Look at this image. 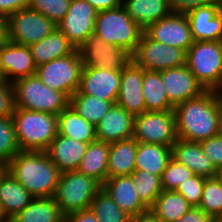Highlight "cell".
Listing matches in <instances>:
<instances>
[{"label": "cell", "instance_id": "cell-9", "mask_svg": "<svg viewBox=\"0 0 222 222\" xmlns=\"http://www.w3.org/2000/svg\"><path fill=\"white\" fill-rule=\"evenodd\" d=\"M131 61L148 71H163L186 65V51L150 39L144 32Z\"/></svg>", "mask_w": 222, "mask_h": 222}, {"label": "cell", "instance_id": "cell-15", "mask_svg": "<svg viewBox=\"0 0 222 222\" xmlns=\"http://www.w3.org/2000/svg\"><path fill=\"white\" fill-rule=\"evenodd\" d=\"M120 83L121 69L83 67L78 92L116 104Z\"/></svg>", "mask_w": 222, "mask_h": 222}, {"label": "cell", "instance_id": "cell-21", "mask_svg": "<svg viewBox=\"0 0 222 222\" xmlns=\"http://www.w3.org/2000/svg\"><path fill=\"white\" fill-rule=\"evenodd\" d=\"M135 116L113 104L105 117L96 125L97 140L116 142L133 137Z\"/></svg>", "mask_w": 222, "mask_h": 222}, {"label": "cell", "instance_id": "cell-37", "mask_svg": "<svg viewBox=\"0 0 222 222\" xmlns=\"http://www.w3.org/2000/svg\"><path fill=\"white\" fill-rule=\"evenodd\" d=\"M198 207L213 219L222 217V182L216 177L205 178L202 199Z\"/></svg>", "mask_w": 222, "mask_h": 222}, {"label": "cell", "instance_id": "cell-42", "mask_svg": "<svg viewBox=\"0 0 222 222\" xmlns=\"http://www.w3.org/2000/svg\"><path fill=\"white\" fill-rule=\"evenodd\" d=\"M15 108L12 82L0 77V117H12Z\"/></svg>", "mask_w": 222, "mask_h": 222}, {"label": "cell", "instance_id": "cell-36", "mask_svg": "<svg viewBox=\"0 0 222 222\" xmlns=\"http://www.w3.org/2000/svg\"><path fill=\"white\" fill-rule=\"evenodd\" d=\"M132 178L141 201L150 208L163 191L160 176L144 170H135Z\"/></svg>", "mask_w": 222, "mask_h": 222}, {"label": "cell", "instance_id": "cell-1", "mask_svg": "<svg viewBox=\"0 0 222 222\" xmlns=\"http://www.w3.org/2000/svg\"><path fill=\"white\" fill-rule=\"evenodd\" d=\"M177 138L201 142L221 133V113L211 90L174 107Z\"/></svg>", "mask_w": 222, "mask_h": 222}, {"label": "cell", "instance_id": "cell-52", "mask_svg": "<svg viewBox=\"0 0 222 222\" xmlns=\"http://www.w3.org/2000/svg\"><path fill=\"white\" fill-rule=\"evenodd\" d=\"M0 222H10L9 218L5 214L1 204H0Z\"/></svg>", "mask_w": 222, "mask_h": 222}, {"label": "cell", "instance_id": "cell-44", "mask_svg": "<svg viewBox=\"0 0 222 222\" xmlns=\"http://www.w3.org/2000/svg\"><path fill=\"white\" fill-rule=\"evenodd\" d=\"M172 14H187L194 8L222 4V0H168Z\"/></svg>", "mask_w": 222, "mask_h": 222}, {"label": "cell", "instance_id": "cell-31", "mask_svg": "<svg viewBox=\"0 0 222 222\" xmlns=\"http://www.w3.org/2000/svg\"><path fill=\"white\" fill-rule=\"evenodd\" d=\"M10 222H64V217L53 197H38L33 198Z\"/></svg>", "mask_w": 222, "mask_h": 222}, {"label": "cell", "instance_id": "cell-40", "mask_svg": "<svg viewBox=\"0 0 222 222\" xmlns=\"http://www.w3.org/2000/svg\"><path fill=\"white\" fill-rule=\"evenodd\" d=\"M70 2L71 0H31L29 8L57 24L65 17Z\"/></svg>", "mask_w": 222, "mask_h": 222}, {"label": "cell", "instance_id": "cell-32", "mask_svg": "<svg viewBox=\"0 0 222 222\" xmlns=\"http://www.w3.org/2000/svg\"><path fill=\"white\" fill-rule=\"evenodd\" d=\"M192 207L175 190H163L149 209L161 222H176Z\"/></svg>", "mask_w": 222, "mask_h": 222}, {"label": "cell", "instance_id": "cell-48", "mask_svg": "<svg viewBox=\"0 0 222 222\" xmlns=\"http://www.w3.org/2000/svg\"><path fill=\"white\" fill-rule=\"evenodd\" d=\"M98 12L122 6V0H86Z\"/></svg>", "mask_w": 222, "mask_h": 222}, {"label": "cell", "instance_id": "cell-8", "mask_svg": "<svg viewBox=\"0 0 222 222\" xmlns=\"http://www.w3.org/2000/svg\"><path fill=\"white\" fill-rule=\"evenodd\" d=\"M82 69L81 57L76 49L65 57L38 66L35 75L42 83L70 99L79 89Z\"/></svg>", "mask_w": 222, "mask_h": 222}, {"label": "cell", "instance_id": "cell-45", "mask_svg": "<svg viewBox=\"0 0 222 222\" xmlns=\"http://www.w3.org/2000/svg\"><path fill=\"white\" fill-rule=\"evenodd\" d=\"M176 222H214V219L199 207H192Z\"/></svg>", "mask_w": 222, "mask_h": 222}, {"label": "cell", "instance_id": "cell-24", "mask_svg": "<svg viewBox=\"0 0 222 222\" xmlns=\"http://www.w3.org/2000/svg\"><path fill=\"white\" fill-rule=\"evenodd\" d=\"M37 67L73 53L76 48L57 28L39 42L29 46Z\"/></svg>", "mask_w": 222, "mask_h": 222}, {"label": "cell", "instance_id": "cell-50", "mask_svg": "<svg viewBox=\"0 0 222 222\" xmlns=\"http://www.w3.org/2000/svg\"><path fill=\"white\" fill-rule=\"evenodd\" d=\"M130 222H161L149 209L143 213L131 217Z\"/></svg>", "mask_w": 222, "mask_h": 222}, {"label": "cell", "instance_id": "cell-6", "mask_svg": "<svg viewBox=\"0 0 222 222\" xmlns=\"http://www.w3.org/2000/svg\"><path fill=\"white\" fill-rule=\"evenodd\" d=\"M101 188L102 185L94 178L77 170L67 171L60 174L53 198L65 218L70 214L89 209Z\"/></svg>", "mask_w": 222, "mask_h": 222}, {"label": "cell", "instance_id": "cell-29", "mask_svg": "<svg viewBox=\"0 0 222 222\" xmlns=\"http://www.w3.org/2000/svg\"><path fill=\"white\" fill-rule=\"evenodd\" d=\"M57 127L59 135L77 141L90 143L97 140L96 126L80 116L70 105L58 114Z\"/></svg>", "mask_w": 222, "mask_h": 222}, {"label": "cell", "instance_id": "cell-3", "mask_svg": "<svg viewBox=\"0 0 222 222\" xmlns=\"http://www.w3.org/2000/svg\"><path fill=\"white\" fill-rule=\"evenodd\" d=\"M20 150L45 151L58 134V115L15 108L12 114Z\"/></svg>", "mask_w": 222, "mask_h": 222}, {"label": "cell", "instance_id": "cell-25", "mask_svg": "<svg viewBox=\"0 0 222 222\" xmlns=\"http://www.w3.org/2000/svg\"><path fill=\"white\" fill-rule=\"evenodd\" d=\"M138 141L129 138L110 143L108 154V178L132 175L135 171V157Z\"/></svg>", "mask_w": 222, "mask_h": 222}, {"label": "cell", "instance_id": "cell-4", "mask_svg": "<svg viewBox=\"0 0 222 222\" xmlns=\"http://www.w3.org/2000/svg\"><path fill=\"white\" fill-rule=\"evenodd\" d=\"M15 107L58 115L70 103L62 92L54 90L34 74L12 82Z\"/></svg>", "mask_w": 222, "mask_h": 222}, {"label": "cell", "instance_id": "cell-23", "mask_svg": "<svg viewBox=\"0 0 222 222\" xmlns=\"http://www.w3.org/2000/svg\"><path fill=\"white\" fill-rule=\"evenodd\" d=\"M171 148L172 158L192 170L195 175L205 178L216 177L217 169L211 160L205 156L199 142L177 138Z\"/></svg>", "mask_w": 222, "mask_h": 222}, {"label": "cell", "instance_id": "cell-38", "mask_svg": "<svg viewBox=\"0 0 222 222\" xmlns=\"http://www.w3.org/2000/svg\"><path fill=\"white\" fill-rule=\"evenodd\" d=\"M19 151L12 117H0V163L7 164Z\"/></svg>", "mask_w": 222, "mask_h": 222}, {"label": "cell", "instance_id": "cell-11", "mask_svg": "<svg viewBox=\"0 0 222 222\" xmlns=\"http://www.w3.org/2000/svg\"><path fill=\"white\" fill-rule=\"evenodd\" d=\"M57 25L37 11L23 8L8 16L9 41L30 46L48 36Z\"/></svg>", "mask_w": 222, "mask_h": 222}, {"label": "cell", "instance_id": "cell-26", "mask_svg": "<svg viewBox=\"0 0 222 222\" xmlns=\"http://www.w3.org/2000/svg\"><path fill=\"white\" fill-rule=\"evenodd\" d=\"M122 7L143 29L171 14L168 0H122Z\"/></svg>", "mask_w": 222, "mask_h": 222}, {"label": "cell", "instance_id": "cell-54", "mask_svg": "<svg viewBox=\"0 0 222 222\" xmlns=\"http://www.w3.org/2000/svg\"><path fill=\"white\" fill-rule=\"evenodd\" d=\"M216 178L222 182V166L217 169Z\"/></svg>", "mask_w": 222, "mask_h": 222}, {"label": "cell", "instance_id": "cell-28", "mask_svg": "<svg viewBox=\"0 0 222 222\" xmlns=\"http://www.w3.org/2000/svg\"><path fill=\"white\" fill-rule=\"evenodd\" d=\"M34 197L8 171L0 179V204L9 220Z\"/></svg>", "mask_w": 222, "mask_h": 222}, {"label": "cell", "instance_id": "cell-10", "mask_svg": "<svg viewBox=\"0 0 222 222\" xmlns=\"http://www.w3.org/2000/svg\"><path fill=\"white\" fill-rule=\"evenodd\" d=\"M133 138L172 147L177 140L174 111H146L135 116Z\"/></svg>", "mask_w": 222, "mask_h": 222}, {"label": "cell", "instance_id": "cell-17", "mask_svg": "<svg viewBox=\"0 0 222 222\" xmlns=\"http://www.w3.org/2000/svg\"><path fill=\"white\" fill-rule=\"evenodd\" d=\"M37 65L29 46L10 41L0 46V77L13 82L19 78L34 75Z\"/></svg>", "mask_w": 222, "mask_h": 222}, {"label": "cell", "instance_id": "cell-18", "mask_svg": "<svg viewBox=\"0 0 222 222\" xmlns=\"http://www.w3.org/2000/svg\"><path fill=\"white\" fill-rule=\"evenodd\" d=\"M142 83L143 69L132 61L121 69V83L116 104L134 116L146 112Z\"/></svg>", "mask_w": 222, "mask_h": 222}, {"label": "cell", "instance_id": "cell-47", "mask_svg": "<svg viewBox=\"0 0 222 222\" xmlns=\"http://www.w3.org/2000/svg\"><path fill=\"white\" fill-rule=\"evenodd\" d=\"M64 222H99V220L90 209H87L68 215L64 218Z\"/></svg>", "mask_w": 222, "mask_h": 222}, {"label": "cell", "instance_id": "cell-43", "mask_svg": "<svg viewBox=\"0 0 222 222\" xmlns=\"http://www.w3.org/2000/svg\"><path fill=\"white\" fill-rule=\"evenodd\" d=\"M206 157L216 169L222 166V132L199 142Z\"/></svg>", "mask_w": 222, "mask_h": 222}, {"label": "cell", "instance_id": "cell-35", "mask_svg": "<svg viewBox=\"0 0 222 222\" xmlns=\"http://www.w3.org/2000/svg\"><path fill=\"white\" fill-rule=\"evenodd\" d=\"M89 209L97 216L99 222H130L131 219L103 188L96 193Z\"/></svg>", "mask_w": 222, "mask_h": 222}, {"label": "cell", "instance_id": "cell-53", "mask_svg": "<svg viewBox=\"0 0 222 222\" xmlns=\"http://www.w3.org/2000/svg\"><path fill=\"white\" fill-rule=\"evenodd\" d=\"M6 171H7V165L4 163H0V179Z\"/></svg>", "mask_w": 222, "mask_h": 222}, {"label": "cell", "instance_id": "cell-20", "mask_svg": "<svg viewBox=\"0 0 222 222\" xmlns=\"http://www.w3.org/2000/svg\"><path fill=\"white\" fill-rule=\"evenodd\" d=\"M102 188L113 199L118 207L130 217L149 210L136 192L132 175L107 178L102 184Z\"/></svg>", "mask_w": 222, "mask_h": 222}, {"label": "cell", "instance_id": "cell-39", "mask_svg": "<svg viewBox=\"0 0 222 222\" xmlns=\"http://www.w3.org/2000/svg\"><path fill=\"white\" fill-rule=\"evenodd\" d=\"M193 175L192 170L171 158L160 177L162 190H176L183 181Z\"/></svg>", "mask_w": 222, "mask_h": 222}, {"label": "cell", "instance_id": "cell-34", "mask_svg": "<svg viewBox=\"0 0 222 222\" xmlns=\"http://www.w3.org/2000/svg\"><path fill=\"white\" fill-rule=\"evenodd\" d=\"M69 105L85 120L96 126L105 117L113 103L76 91L70 97Z\"/></svg>", "mask_w": 222, "mask_h": 222}, {"label": "cell", "instance_id": "cell-30", "mask_svg": "<svg viewBox=\"0 0 222 222\" xmlns=\"http://www.w3.org/2000/svg\"><path fill=\"white\" fill-rule=\"evenodd\" d=\"M171 158V147L138 142L135 157V170H144L161 177Z\"/></svg>", "mask_w": 222, "mask_h": 222}, {"label": "cell", "instance_id": "cell-14", "mask_svg": "<svg viewBox=\"0 0 222 222\" xmlns=\"http://www.w3.org/2000/svg\"><path fill=\"white\" fill-rule=\"evenodd\" d=\"M150 39L185 51L194 43L186 14H170L143 31Z\"/></svg>", "mask_w": 222, "mask_h": 222}, {"label": "cell", "instance_id": "cell-7", "mask_svg": "<svg viewBox=\"0 0 222 222\" xmlns=\"http://www.w3.org/2000/svg\"><path fill=\"white\" fill-rule=\"evenodd\" d=\"M186 66L206 90L222 80V41H194L186 51Z\"/></svg>", "mask_w": 222, "mask_h": 222}, {"label": "cell", "instance_id": "cell-41", "mask_svg": "<svg viewBox=\"0 0 222 222\" xmlns=\"http://www.w3.org/2000/svg\"><path fill=\"white\" fill-rule=\"evenodd\" d=\"M204 182L205 177L194 174L185 182L183 181L175 191L180 193L190 205L198 207L202 199Z\"/></svg>", "mask_w": 222, "mask_h": 222}, {"label": "cell", "instance_id": "cell-22", "mask_svg": "<svg viewBox=\"0 0 222 222\" xmlns=\"http://www.w3.org/2000/svg\"><path fill=\"white\" fill-rule=\"evenodd\" d=\"M89 143L57 134L45 150L61 173L77 170Z\"/></svg>", "mask_w": 222, "mask_h": 222}, {"label": "cell", "instance_id": "cell-56", "mask_svg": "<svg viewBox=\"0 0 222 222\" xmlns=\"http://www.w3.org/2000/svg\"><path fill=\"white\" fill-rule=\"evenodd\" d=\"M221 132H222V114H221Z\"/></svg>", "mask_w": 222, "mask_h": 222}, {"label": "cell", "instance_id": "cell-2", "mask_svg": "<svg viewBox=\"0 0 222 222\" xmlns=\"http://www.w3.org/2000/svg\"><path fill=\"white\" fill-rule=\"evenodd\" d=\"M6 165L34 198L54 196L61 172L45 151L20 150Z\"/></svg>", "mask_w": 222, "mask_h": 222}, {"label": "cell", "instance_id": "cell-5", "mask_svg": "<svg viewBox=\"0 0 222 222\" xmlns=\"http://www.w3.org/2000/svg\"><path fill=\"white\" fill-rule=\"evenodd\" d=\"M143 31L122 6L97 13L94 35L106 43L123 48L130 55L135 51Z\"/></svg>", "mask_w": 222, "mask_h": 222}, {"label": "cell", "instance_id": "cell-46", "mask_svg": "<svg viewBox=\"0 0 222 222\" xmlns=\"http://www.w3.org/2000/svg\"><path fill=\"white\" fill-rule=\"evenodd\" d=\"M31 0H0V13L6 16L23 8H28Z\"/></svg>", "mask_w": 222, "mask_h": 222}, {"label": "cell", "instance_id": "cell-16", "mask_svg": "<svg viewBox=\"0 0 222 222\" xmlns=\"http://www.w3.org/2000/svg\"><path fill=\"white\" fill-rule=\"evenodd\" d=\"M161 80L174 107L207 91L186 65L161 71Z\"/></svg>", "mask_w": 222, "mask_h": 222}, {"label": "cell", "instance_id": "cell-27", "mask_svg": "<svg viewBox=\"0 0 222 222\" xmlns=\"http://www.w3.org/2000/svg\"><path fill=\"white\" fill-rule=\"evenodd\" d=\"M109 147V142L99 140L90 142L77 171L94 178L102 185L108 178L107 164Z\"/></svg>", "mask_w": 222, "mask_h": 222}, {"label": "cell", "instance_id": "cell-19", "mask_svg": "<svg viewBox=\"0 0 222 222\" xmlns=\"http://www.w3.org/2000/svg\"><path fill=\"white\" fill-rule=\"evenodd\" d=\"M186 16L194 41H222V4L194 8Z\"/></svg>", "mask_w": 222, "mask_h": 222}, {"label": "cell", "instance_id": "cell-55", "mask_svg": "<svg viewBox=\"0 0 222 222\" xmlns=\"http://www.w3.org/2000/svg\"><path fill=\"white\" fill-rule=\"evenodd\" d=\"M214 222H222V217L214 219Z\"/></svg>", "mask_w": 222, "mask_h": 222}, {"label": "cell", "instance_id": "cell-13", "mask_svg": "<svg viewBox=\"0 0 222 222\" xmlns=\"http://www.w3.org/2000/svg\"><path fill=\"white\" fill-rule=\"evenodd\" d=\"M83 67L122 69L130 61L131 55L123 48L104 42L91 35L79 48Z\"/></svg>", "mask_w": 222, "mask_h": 222}, {"label": "cell", "instance_id": "cell-51", "mask_svg": "<svg viewBox=\"0 0 222 222\" xmlns=\"http://www.w3.org/2000/svg\"><path fill=\"white\" fill-rule=\"evenodd\" d=\"M211 91L213 92L214 97L216 99L219 112L222 114V86H215Z\"/></svg>", "mask_w": 222, "mask_h": 222}, {"label": "cell", "instance_id": "cell-49", "mask_svg": "<svg viewBox=\"0 0 222 222\" xmlns=\"http://www.w3.org/2000/svg\"><path fill=\"white\" fill-rule=\"evenodd\" d=\"M8 41V16L0 13V46Z\"/></svg>", "mask_w": 222, "mask_h": 222}, {"label": "cell", "instance_id": "cell-12", "mask_svg": "<svg viewBox=\"0 0 222 222\" xmlns=\"http://www.w3.org/2000/svg\"><path fill=\"white\" fill-rule=\"evenodd\" d=\"M98 11L86 0H71L65 17L57 29L78 49L95 31Z\"/></svg>", "mask_w": 222, "mask_h": 222}, {"label": "cell", "instance_id": "cell-33", "mask_svg": "<svg viewBox=\"0 0 222 222\" xmlns=\"http://www.w3.org/2000/svg\"><path fill=\"white\" fill-rule=\"evenodd\" d=\"M142 95L144 97L146 111H169L174 106L164 90L161 71H148L143 69Z\"/></svg>", "mask_w": 222, "mask_h": 222}]
</instances>
